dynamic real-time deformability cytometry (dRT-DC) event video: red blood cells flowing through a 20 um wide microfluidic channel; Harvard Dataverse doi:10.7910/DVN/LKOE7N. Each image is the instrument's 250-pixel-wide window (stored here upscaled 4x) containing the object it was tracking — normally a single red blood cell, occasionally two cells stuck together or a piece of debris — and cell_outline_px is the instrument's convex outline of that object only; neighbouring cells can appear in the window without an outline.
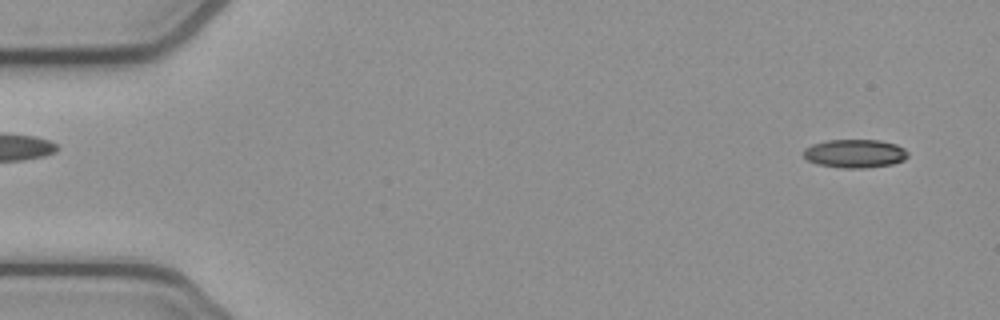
{"species": "common noctule bat (a hibernating species)", "species_latin": "Nyctalus noctula", "temperature_condition": "cold", "stored_images_in_passage": 52, "camera_frame_rate_fps": 3000, "um_per_image_px": 0.085, "animal": {"sex": "female", "body_mass_g": 21.9}, "frame": {"image": 1, "passage_image": 3, "time_ms": 0.667, "image_size_px": [1000, 320], "cell_outline_px": [[908, 156], [904, 160], [892, 164], [864, 168], [844, 168], [820, 164], [808, 160], [800, 152], [804, 148], [812, 144], [828, 140], [880, 140], [896, 144], [904, 148], [908, 152]], "centroid_in_image_um": [72.66, 13.04], "position_along_channel_um": 12.3, "area_um2": 17.34}}
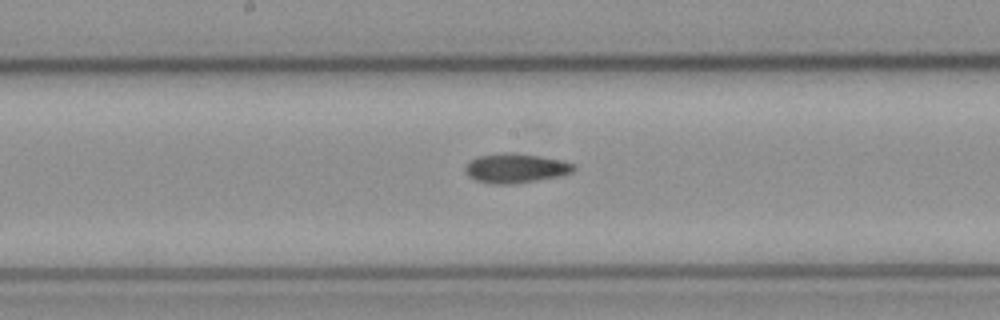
{"frame": {"image": 2, "passage_image": 27, "time_ms": 8.667, "image_size_px": [1000, 320], "cell_outline_px": [[576, 168], [572, 172], [564, 176], [512, 184], [492, 184], [476, 180], [468, 176], [464, 172], [464, 168], [472, 160], [480, 156], [504, 152], [516, 152], [564, 160], [572, 164]], "centroid_in_image_um": [43.86, 14.3], "position_along_channel_um": 204.3, "area_um2": 18.79}}
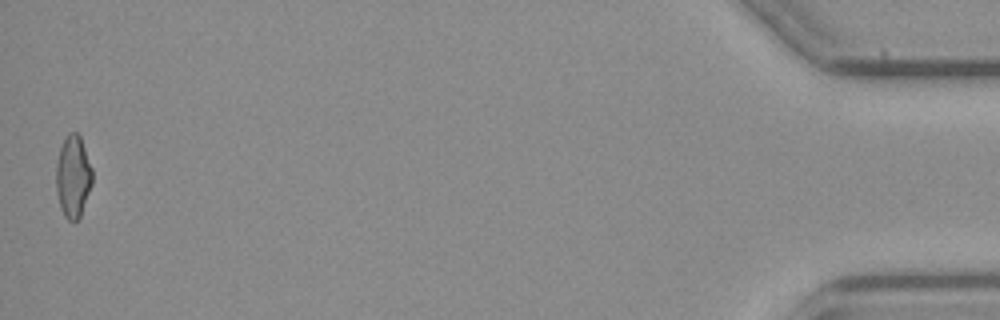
{"frame": {"image": 3, "passage_image": 52, "time_ms": 17.0, "image_size_px": [1000, 320], "cell_outline_px": [[92, 184], [80, 216], [76, 220], [68, 220], [64, 216], [60, 208], [56, 192], [56, 164], [60, 148], [68, 132], [76, 132], [80, 136], [92, 168]], "centroid_in_image_um": [6.2, 15.0], "position_along_channel_um": 429.0, "area_um2": 17.28}, "authors_computed_cell_mechanics": {"area_um2": 17.8602, "velocity_mm_per_s": 3.8905, "shape_relaxation_time_tau1_ms": null, "shape_relaxation_time_tau2_ms": 8.4308, "deformation_change_tau1": null, "deformation_change_tau2": 0.1822}}